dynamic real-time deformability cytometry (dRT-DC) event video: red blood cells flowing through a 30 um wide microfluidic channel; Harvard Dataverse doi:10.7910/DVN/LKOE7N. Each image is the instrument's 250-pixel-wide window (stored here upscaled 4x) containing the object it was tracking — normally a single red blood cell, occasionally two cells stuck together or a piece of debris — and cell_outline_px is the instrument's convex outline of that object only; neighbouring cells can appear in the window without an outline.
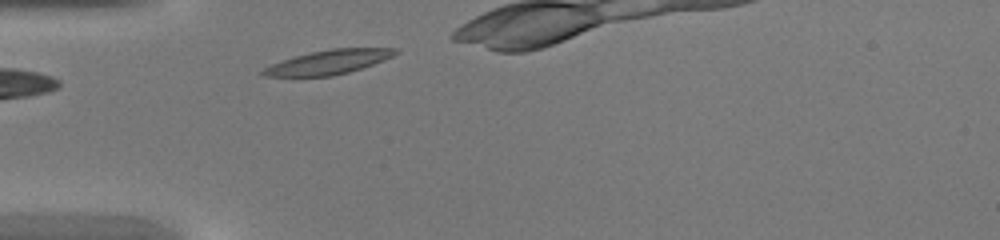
{"species": "common noctule bat (a hibernating species)", "species_latin": "Nyctalus noctula", "temperature_condition": "warm", "stored_images_in_passage": 23, "camera_frame_rate_fps": 3000, "um_per_image_px": 0.085, "animal": {"sex": "female", "body_mass_g": 20.0, "forearm_length_mm": 54.0}, "frame": {"image": 1, "passage_image": 1, "time_ms": 0.0, "image_size_px": [1000, 240], "cell_outline_px": [[400, 52], [384, 60], [348, 72], [332, 76], [264, 76], [260, 72], [264, 68], [272, 64], [296, 56], [312, 52], [332, 48], [396, 48]], "centroid_in_image_um": [27.95, 5.27], "position_along_channel_um": 57.1, "area_um2": 18.32}}
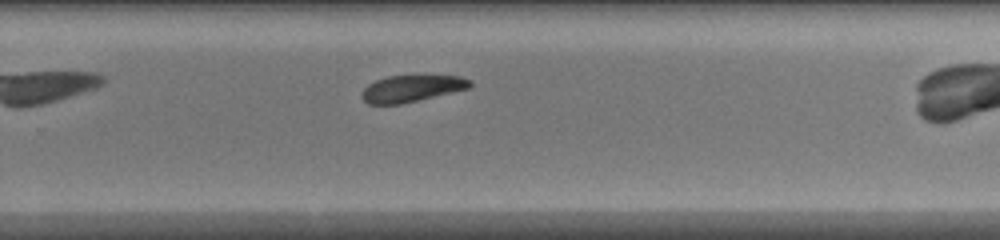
{"frame": {"image": 2, "passage_image": 17, "time_ms": 5.333, "image_size_px": [1000, 240], "cell_outline_px": [[472, 84], [468, 88], [400, 104], [368, 104], [360, 96], [364, 88], [368, 84], [376, 80], [388, 76], [460, 76], [472, 80]], "centroid_in_image_um": [34.95, 7.52], "position_along_channel_um": 294.8, "area_um2": 16.53}}
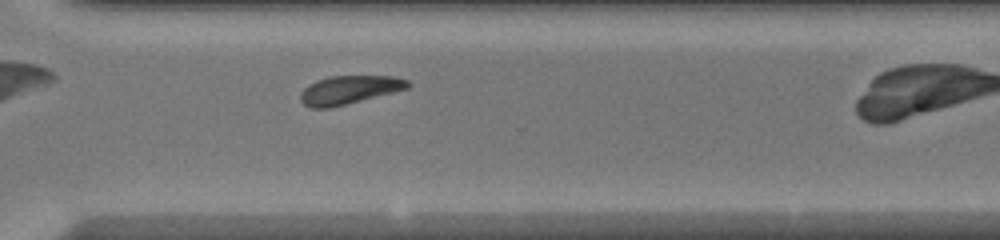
{"frame": {"image": 3, "passage_image": 20, "time_ms": 6.333, "image_size_px": [1000, 240], "cell_outline_px": [[412, 84], [408, 88], [328, 108], [312, 108], [304, 104], [300, 100], [300, 92], [308, 84], [316, 80], [332, 76], [396, 76], [408, 80]], "centroid_in_image_um": [29.66, 7.62], "position_along_channel_um": 340.9, "area_um2": 17.57}}